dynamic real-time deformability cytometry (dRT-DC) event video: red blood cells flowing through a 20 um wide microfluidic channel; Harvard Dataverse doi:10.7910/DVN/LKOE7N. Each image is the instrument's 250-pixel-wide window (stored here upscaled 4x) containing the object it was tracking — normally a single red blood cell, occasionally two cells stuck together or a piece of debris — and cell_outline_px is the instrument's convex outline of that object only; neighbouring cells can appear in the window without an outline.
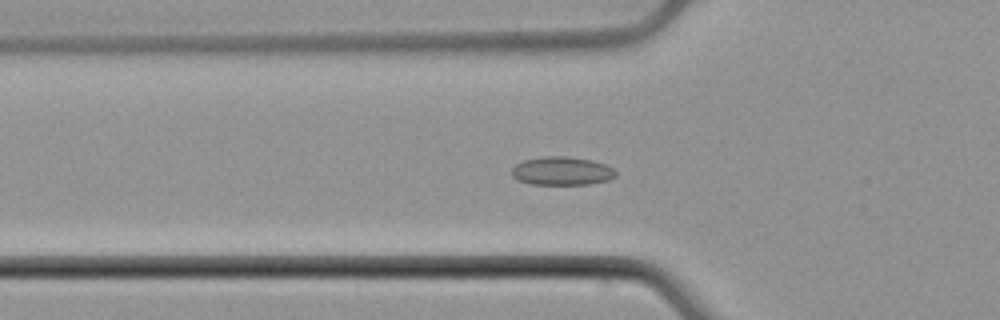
{"species": "common noctule bat (a hibernating species)", "species_latin": "Nyctalus noctula", "temperature_condition": "cold", "stored_images_in_passage": 53, "camera_frame_rate_fps": 3000, "um_per_image_px": 0.085, "animal": {"sex": "male", "body_mass_g": 21.5, "forearm_length_mm": 52.0}, "frame": {"image": 1, "passage_image": 18, "time_ms": 5.667, "image_size_px": [1000, 320], "cell_outline_px": [[616, 176], [608, 180], [588, 184], [532, 184], [516, 180], [512, 176], [512, 168], [516, 164], [524, 160], [544, 156], [564, 156], [592, 160], [604, 164], [612, 168], [616, 172]], "centroid_in_image_um": [47.74, 14.53], "position_along_channel_um": 78.1, "area_um2": 17.17}}
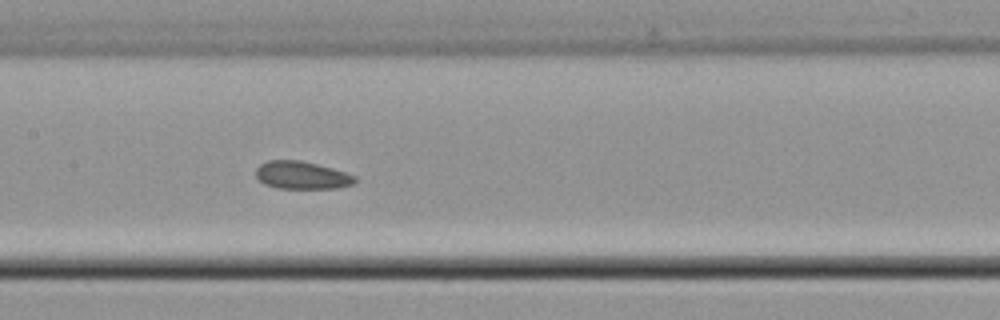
{"frame": {"image": 2, "passage_image": 26, "time_ms": 8.333, "image_size_px": [1000, 320], "cell_outline_px": [[356, 180], [352, 184], [336, 188], [276, 188], [264, 184], [256, 176], [256, 168], [260, 164], [268, 160], [300, 160], [332, 168], [356, 176]], "centroid_in_image_um": [25.62, 14.89], "position_along_channel_um": 181.8, "area_um2": 15.9}}
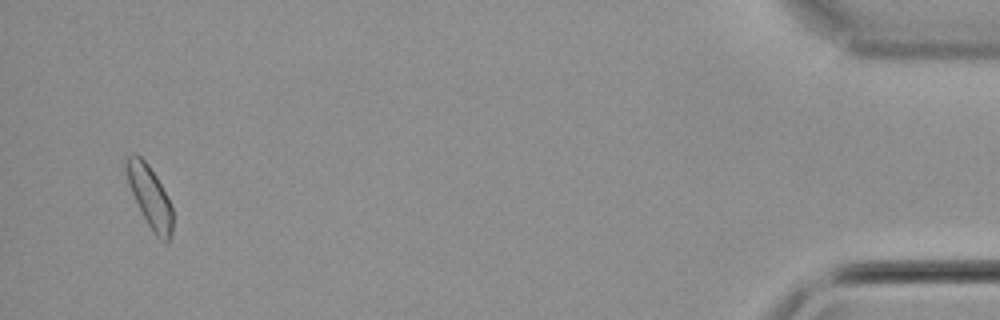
{"frame": {"image": 3, "passage_image": 51, "time_ms": 16.667, "image_size_px": [1000, 320], "cell_outline_px": [[172, 236], [168, 240], [160, 240], [152, 232], [128, 184], [124, 168], [124, 160], [128, 156], [136, 152], [148, 164], [156, 176], [172, 208]], "centroid_in_image_um": [12.7, 16.67], "position_along_channel_um": 422.5, "area_um2": 16.36}, "authors_computed_cell_mechanics": {"area_um2": 16.3574, "velocity_mm_per_s": 3.8994, "shape_relaxation_time_tau1_ms": null, "shape_relaxation_time_tau2_ms": 5.6294, "deformation_change_tau1": null, "deformation_change_tau2": 0.1279}}